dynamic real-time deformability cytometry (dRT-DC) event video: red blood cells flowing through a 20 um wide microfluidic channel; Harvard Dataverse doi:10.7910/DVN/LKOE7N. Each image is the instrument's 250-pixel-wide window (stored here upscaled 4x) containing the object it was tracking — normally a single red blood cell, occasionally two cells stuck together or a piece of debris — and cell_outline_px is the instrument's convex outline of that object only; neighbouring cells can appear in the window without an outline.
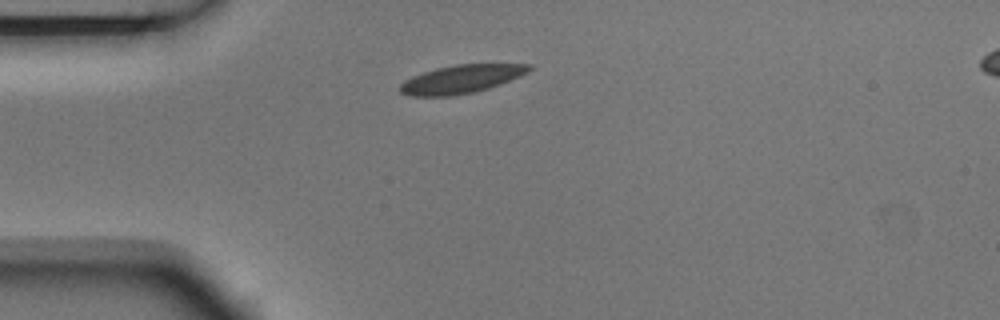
{"species": "Egyptian fruit bat (a non-hibernating species)", "species_latin": "Rousettus aegyptiacus", "temperature_condition": "room temperature", "stored_images_in_passage": 4, "camera_frame_rate_fps": 3000, "um_per_image_px": 0.085, "animal": {"sex": "male"}, "frame": {"image": 1, "passage_image": 4, "time_ms": 1.0, "image_size_px": [1000, 320], "cell_outline_px": [[532, 68], [528, 72], [500, 84], [488, 88], [472, 92], [452, 96], [408, 96], [400, 92], [400, 84], [404, 80], [412, 76], [436, 68], [456, 64], [532, 64]], "centroid_in_image_um": [39.18, 6.72], "position_along_channel_um": 45.8, "area_um2": 21.15}}